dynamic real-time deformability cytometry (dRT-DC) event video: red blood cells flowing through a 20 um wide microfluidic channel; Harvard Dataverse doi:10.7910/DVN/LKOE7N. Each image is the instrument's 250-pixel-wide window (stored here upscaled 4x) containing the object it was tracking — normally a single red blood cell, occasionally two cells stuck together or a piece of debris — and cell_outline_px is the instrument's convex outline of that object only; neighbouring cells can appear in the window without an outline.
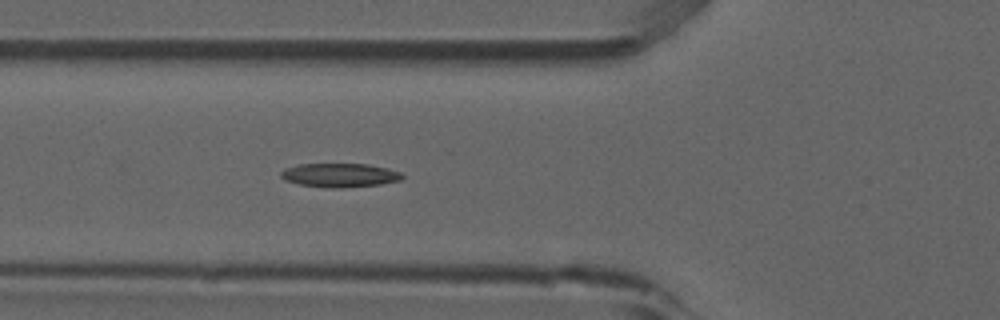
{"species": "common noctule bat (a hibernating species)", "species_latin": "Nyctalus noctula", "temperature_condition": "room temperature", "stored_images_in_passage": 6, "camera_frame_rate_fps": 3000, "um_per_image_px": 0.085, "animal": {"sex": "male", "forearm_length_mm": 52.5}, "frame": {"image": 1, "passage_image": 6, "time_ms": 1.667, "image_size_px": [1000, 320], "cell_outline_px": [[404, 176], [400, 180], [380, 184], [340, 188], [332, 188], [300, 184], [284, 180], [280, 176], [280, 172], [284, 168], [300, 164], [368, 164], [388, 168], [400, 172]], "centroid_in_image_um": [28.86, 14.88], "position_along_channel_um": 96.9, "area_um2": 16.82}}